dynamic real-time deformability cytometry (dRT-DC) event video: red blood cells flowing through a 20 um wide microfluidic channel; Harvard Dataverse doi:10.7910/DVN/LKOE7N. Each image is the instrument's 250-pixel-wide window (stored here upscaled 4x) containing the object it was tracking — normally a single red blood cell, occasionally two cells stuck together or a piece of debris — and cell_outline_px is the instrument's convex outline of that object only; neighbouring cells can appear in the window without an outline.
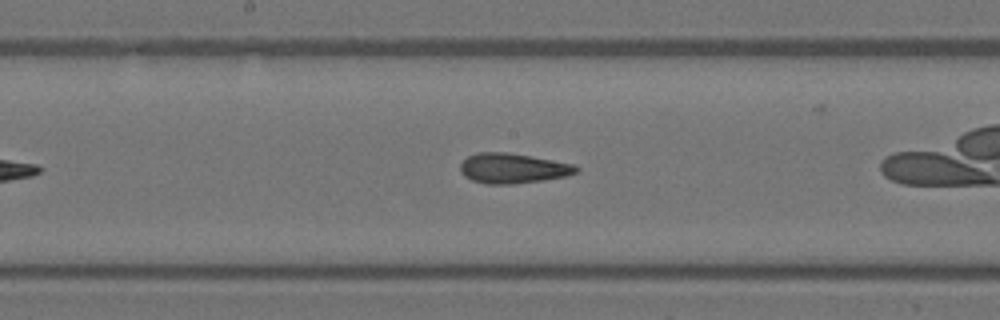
{"species": "Egyptian fruit bat (a non-hibernating species)", "species_latin": "Rousettus aegyptiacus", "temperature_condition": "warm", "stored_images_in_passage": 35, "camera_frame_rate_fps": 3000, "um_per_image_px": 0.085, "animal": {"sex": "female"}, "frame": {"image": 1, "passage_image": 11, "time_ms": 3.333, "image_size_px": [1000, 320], "cell_outline_px": [[580, 172], [568, 176], [544, 180], [512, 184], [488, 184], [472, 180], [464, 176], [460, 172], [460, 164], [468, 156], [476, 152], [508, 152], [576, 164], [580, 168]], "centroid_in_image_um": [43.63, 14.3], "position_along_channel_um": 204.6, "area_um2": 20.58}}
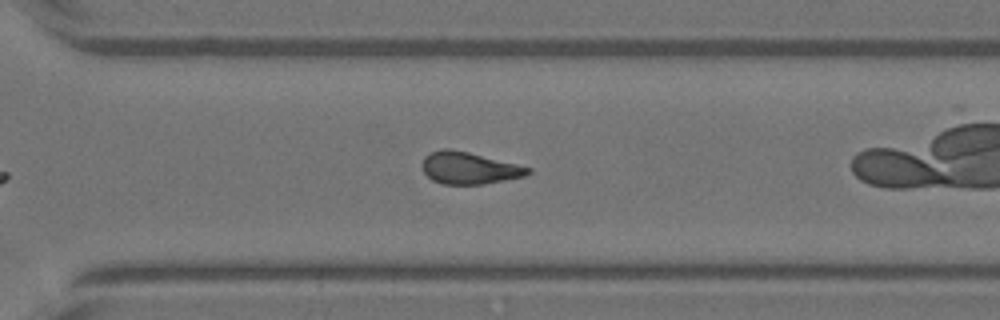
{"frame": {"image": 2, "passage_image": 20, "time_ms": 6.333, "image_size_px": [1000, 320], "cell_outline_px": [[532, 172], [524, 176], [484, 184], [444, 184], [432, 180], [424, 172], [420, 164], [424, 156], [432, 152], [444, 148], [448, 148], [468, 152], [532, 168]], "centroid_in_image_um": [39.85, 14.28], "position_along_channel_um": 330.8, "area_um2": 19.59}}